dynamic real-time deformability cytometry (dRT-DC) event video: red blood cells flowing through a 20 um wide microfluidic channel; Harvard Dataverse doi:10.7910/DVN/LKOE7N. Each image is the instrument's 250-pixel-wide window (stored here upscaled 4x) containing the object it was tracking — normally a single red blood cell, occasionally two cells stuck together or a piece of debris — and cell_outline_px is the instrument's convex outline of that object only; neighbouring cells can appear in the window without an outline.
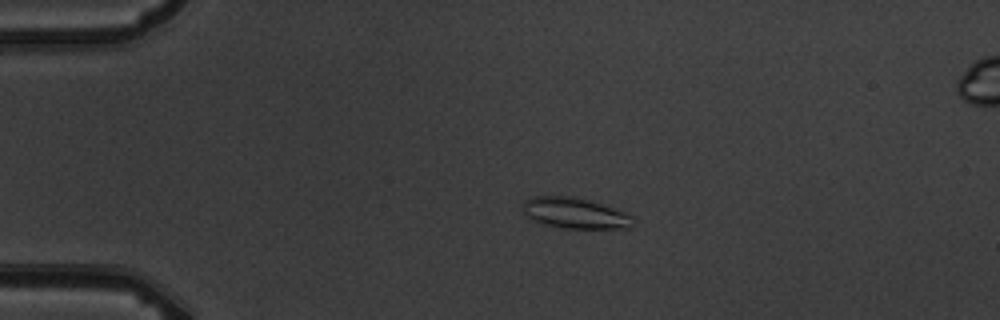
{"species": "common noctule bat (a hibernating species)", "species_latin": "Nyctalus noctula", "temperature_condition": "warm", "stored_images_in_passage": 5, "camera_frame_rate_fps": 3000, "um_per_image_px": 0.085, "animal": {"sex": "male", "body_mass_g": 19.5, "forearm_length_mm": 54.6}, "frame": {"image": 1, "passage_image": 3, "time_ms": 3.0, "image_size_px": [1000, 320], "cell_outline_px": [[632, 216], [628, 228], [564, 228], [544, 224], [532, 220], [524, 212], [524, 200], [532, 196], [572, 196], [588, 200], [628, 212]], "centroid_in_image_um": [48.84, 18.1], "position_along_channel_um": 36.2, "area_um2": 19.54}}